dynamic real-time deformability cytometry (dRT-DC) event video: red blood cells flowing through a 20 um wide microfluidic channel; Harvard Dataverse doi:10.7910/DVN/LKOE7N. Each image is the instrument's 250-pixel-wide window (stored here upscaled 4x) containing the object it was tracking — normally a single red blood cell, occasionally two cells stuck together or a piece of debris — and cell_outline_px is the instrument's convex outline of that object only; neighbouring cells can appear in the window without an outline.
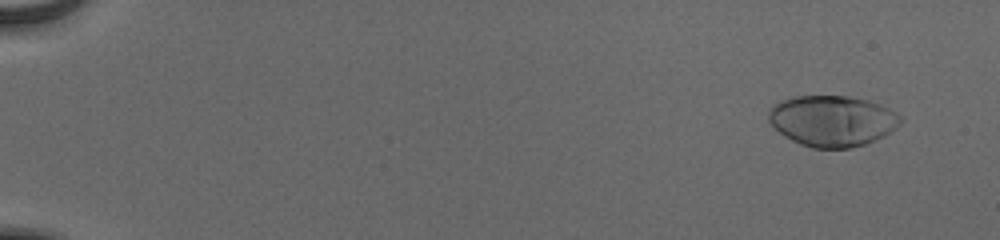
{"species": "human", "species_latin": "Homo sapiens", "temperature_condition": "cold", "stored_images_in_passage": 56, "camera_frame_rate_fps": 3000, "um_per_image_px": 0.085, "donor": {"sex": "male"}, "frame": {"image": 1, "passage_image": 5, "time_ms": 1.333, "image_size_px": [1000, 240], "cell_outline_px": [[904, 120], [896, 128], [884, 136], [864, 144], [852, 148], [812, 148], [800, 144], [784, 136], [768, 124], [768, 112], [772, 104], [796, 96], [848, 96], [868, 100], [880, 104], [904, 116]], "centroid_in_image_um": [70.75, 10.27], "position_along_channel_um": 14.3, "area_um2": 39.54}}
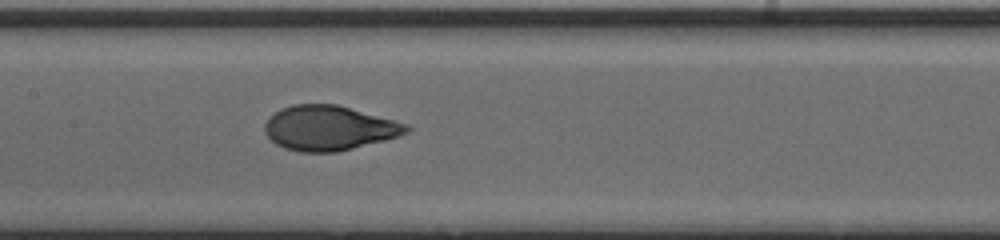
{"frame": {"image": 2, "passage_image": 31, "time_ms": 10.0, "image_size_px": [1000, 240], "cell_outline_px": [[412, 128], [408, 132], [384, 140], [336, 152], [300, 152], [284, 148], [276, 144], [264, 132], [264, 124], [268, 116], [280, 108], [292, 104], [336, 104], [408, 124]], "centroid_in_image_um": [27.91, 10.87], "position_along_channel_um": 179.5, "area_um2": 36.88}}
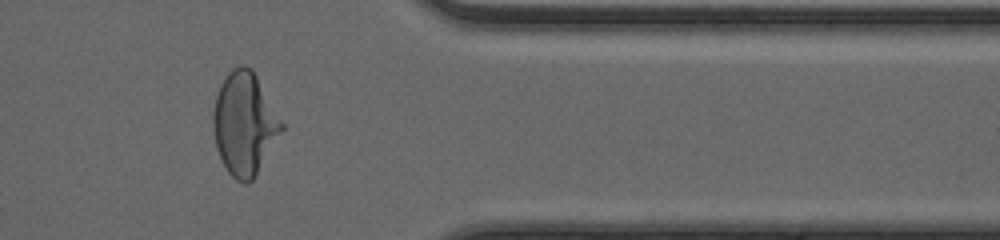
{"frame": {"image": 3, "passage_image": 48, "time_ms": 15.667, "image_size_px": [1000, 240], "cell_outline_px": [[284, 128], [252, 180], [248, 184], [244, 184], [236, 180], [228, 172], [216, 148], [212, 128], [212, 112], [216, 96], [220, 84], [228, 72], [232, 68], [240, 64], [244, 64], [252, 68], [284, 124]], "centroid_in_image_um": [20.75, 10.49], "position_along_channel_um": 390.6, "area_um2": 40.92}, "authors_computed_cell_mechanics": {"area_um2": 37.6278, "velocity_mm_per_s": 3.8955, "shape_relaxation_time_tau1_ms": 5.2413, "shape_relaxation_time_tau2_ms": null, "deformation_change_tau1": 0.2238, "deformation_change_tau2": null}}